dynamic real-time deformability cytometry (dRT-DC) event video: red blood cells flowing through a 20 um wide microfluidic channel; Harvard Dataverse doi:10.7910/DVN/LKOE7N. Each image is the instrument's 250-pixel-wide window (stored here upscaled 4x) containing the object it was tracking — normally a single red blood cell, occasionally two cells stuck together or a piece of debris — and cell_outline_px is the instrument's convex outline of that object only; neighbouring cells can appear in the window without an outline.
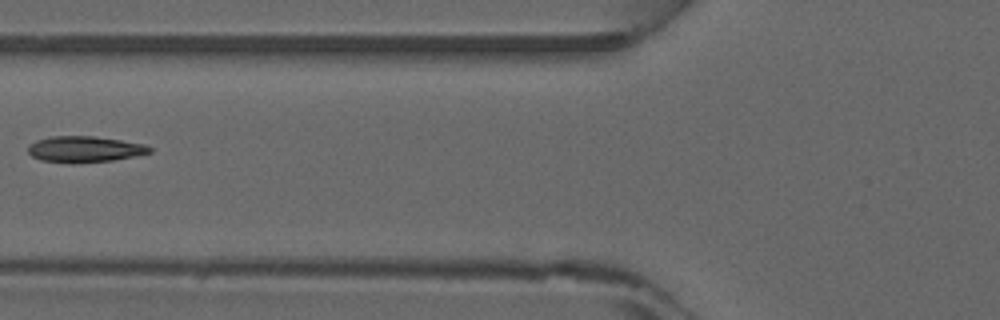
{"species": "common noctule bat (a hibernating species)", "species_latin": "Nyctalus noctula", "temperature_condition": "warm", "stored_images_in_passage": 5, "camera_frame_rate_fps": 3000, "um_per_image_px": 0.085, "animal": {"sex": "male", "forearm_length_mm": 52.5}, "frame": {"image": 1, "passage_image": 5, "time_ms": 1.333, "image_size_px": [1000, 320], "cell_outline_px": [[152, 152], [136, 156], [112, 160], [76, 164], [40, 160], [32, 156], [28, 152], [28, 144], [36, 140], [52, 136], [96, 136], [144, 144], [152, 148]], "centroid_in_image_um": [7.18, 12.69], "position_along_channel_um": 118.6, "area_um2": 18.67}}